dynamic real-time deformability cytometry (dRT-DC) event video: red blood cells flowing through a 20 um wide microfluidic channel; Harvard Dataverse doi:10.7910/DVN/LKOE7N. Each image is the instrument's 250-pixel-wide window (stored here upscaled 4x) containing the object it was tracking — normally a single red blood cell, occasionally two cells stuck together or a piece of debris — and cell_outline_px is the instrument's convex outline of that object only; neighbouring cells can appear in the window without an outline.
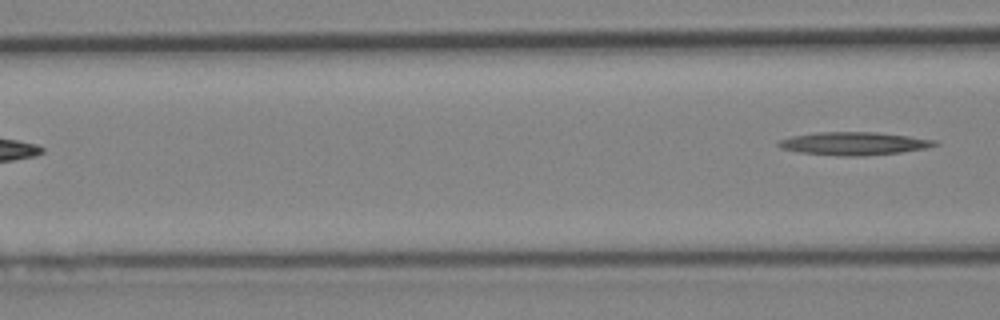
{"species": "Egyptian fruit bat (a non-hibernating species)", "species_latin": "Rousettus aegyptiacus", "temperature_condition": "cold", "stored_images_in_passage": 4, "segment_of_instrument_passage": [2, 2], "camera_frame_rate_fps": 3000, "um_per_image_px": 0.085, "animal": {"sex": "female"}, "frame": {"image": 1, "passage_image": 4, "time_ms": 3.667, "image_size_px": [1000, 320], "cell_outline_px": [[940, 144], [928, 148], [900, 152], [852, 156], [840, 156], [800, 152], [780, 148], [776, 144], [780, 140], [792, 136], [816, 132], [876, 132], [908, 136], [936, 140]], "centroid_in_image_um": [72.58, 12.19], "position_along_channel_um": 94.0, "area_um2": 20.81}}